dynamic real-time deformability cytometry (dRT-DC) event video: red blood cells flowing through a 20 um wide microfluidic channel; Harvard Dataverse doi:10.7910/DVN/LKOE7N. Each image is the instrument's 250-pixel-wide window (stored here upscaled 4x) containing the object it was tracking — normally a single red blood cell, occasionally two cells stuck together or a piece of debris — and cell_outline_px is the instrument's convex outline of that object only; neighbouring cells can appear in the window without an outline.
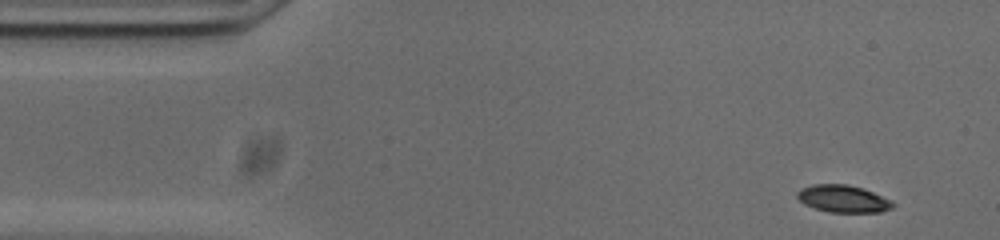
{"species": "common noctule bat (a hibernating species)", "species_latin": "Nyctalus noctula", "temperature_condition": "cold", "stored_images_in_passage": 51, "camera_frame_rate_fps": 3000, "um_per_image_px": 0.085, "animal": {"sex": "male", "body_mass_g": 20.0, "forearm_length_mm": 53.3}, "frame": {"image": 1, "passage_image": 1, "time_ms": 0.0, "image_size_px": [1000, 240], "cell_outline_px": [[896, 204], [892, 208], [880, 212], [828, 212], [804, 204], [796, 196], [796, 192], [800, 188], [812, 184], [848, 184], [864, 188], [892, 200]], "centroid_in_image_um": [71.67, 16.88], "position_along_channel_um": 13.3, "area_um2": 15.37}}
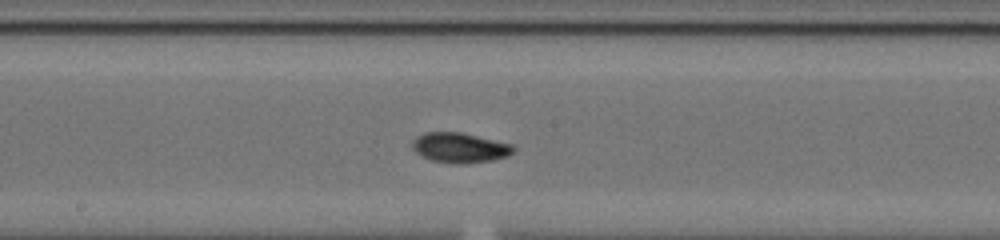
{"frame": {"image": 2, "passage_image": 24, "time_ms": 7.667, "image_size_px": [1000, 240], "cell_outline_px": [[516, 152], [508, 156], [492, 160], [464, 164], [460, 164], [432, 160], [416, 152], [412, 148], [412, 140], [416, 136], [424, 132], [460, 132], [512, 144], [516, 148]], "centroid_in_image_um": [39.11, 12.55], "position_along_channel_um": 209.1, "area_um2": 17.69}}
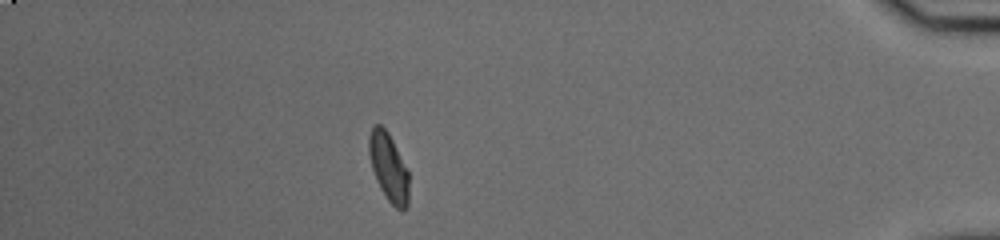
{"frame": {"image": 3, "passage_image": 44, "time_ms": 14.333, "image_size_px": [1000, 240], "cell_outline_px": [[408, 204], [404, 212], [400, 212], [388, 200], [380, 188], [376, 180], [372, 168], [368, 152], [368, 136], [372, 124], [380, 124], [388, 132], [408, 172]], "centroid_in_image_um": [33.01, 14.22], "position_along_channel_um": 402.2, "area_um2": 15.9}, "authors_computed_cell_mechanics": {"area_um2": 16.2418, "velocity_mm_per_s": 3.7318, "shape_relaxation_time_tau1_ms": 2.2201, "shape_relaxation_time_tau2_ms": 2.5806, "deformation_change_tau1": 0.1209, "deformation_change_tau2": 0.0669}}